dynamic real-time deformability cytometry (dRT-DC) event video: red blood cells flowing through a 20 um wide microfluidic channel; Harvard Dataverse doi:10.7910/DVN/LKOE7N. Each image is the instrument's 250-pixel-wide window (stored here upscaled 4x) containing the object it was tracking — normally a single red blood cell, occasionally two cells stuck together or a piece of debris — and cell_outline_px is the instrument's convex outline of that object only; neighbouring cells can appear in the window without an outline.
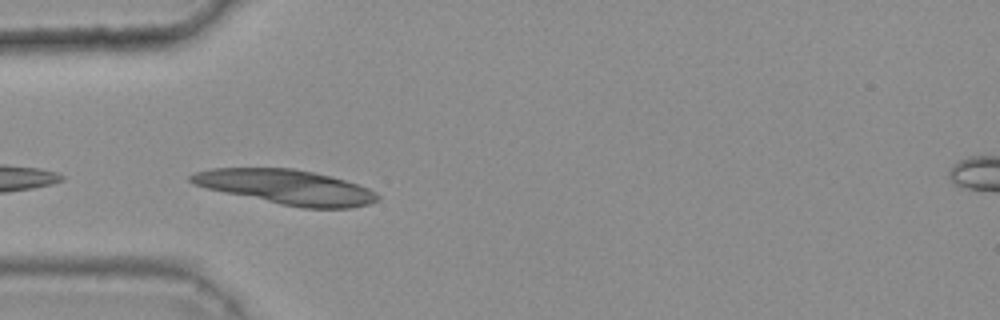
{"species": "common noctule bat (a hibernating species)", "species_latin": "Nyctalus noctula", "temperature_condition": "warm", "stored_images_in_passage": 9, "camera_frame_rate_fps": 3000, "um_per_image_px": 0.085, "animal": {"sex": "female", "body_mass_g": 25.1}, "frame": {"image": 1, "passage_image": 2, "time_ms": 0.333, "image_size_px": [1000, 320], "cell_outline_px": [[380, 196], [376, 200], [368, 204], [352, 208], [304, 208], [280, 204], [224, 192], [192, 184], [188, 180], [188, 176], [196, 172], [212, 168], [292, 168], [332, 176], [368, 188], [376, 192]], "centroid_in_image_um": [24.32, 15.9], "position_along_channel_um": 60.7, "area_um2": 37.45}}